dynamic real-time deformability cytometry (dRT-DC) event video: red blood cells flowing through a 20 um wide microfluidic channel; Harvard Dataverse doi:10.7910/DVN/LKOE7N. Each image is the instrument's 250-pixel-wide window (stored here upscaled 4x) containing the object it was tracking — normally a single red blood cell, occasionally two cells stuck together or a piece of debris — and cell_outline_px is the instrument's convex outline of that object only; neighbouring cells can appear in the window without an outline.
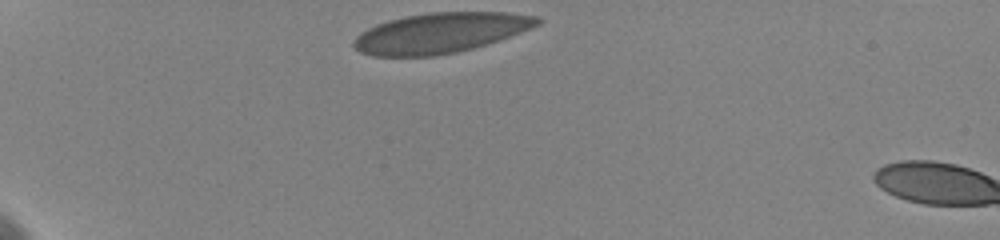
{"species": "human", "species_latin": "Homo sapiens", "temperature_condition": "cold", "stored_images_in_passage": 4, "camera_frame_rate_fps": 3000, "um_per_image_px": 0.085, "donor": {"sex": "female"}, "frame": {"image": 1, "passage_image": 1, "time_ms": 0.0, "image_size_px": [1000, 240], "cell_outline_px": [[544, 20], [540, 24], [520, 32], [472, 48], [456, 52], [436, 56], [372, 56], [360, 52], [352, 44], [356, 36], [360, 32], [376, 24], [388, 20], [428, 12], [508, 12], [540, 16]], "centroid_in_image_um": [37.43, 2.79], "position_along_channel_um": 47.6, "area_um2": 42.89}}